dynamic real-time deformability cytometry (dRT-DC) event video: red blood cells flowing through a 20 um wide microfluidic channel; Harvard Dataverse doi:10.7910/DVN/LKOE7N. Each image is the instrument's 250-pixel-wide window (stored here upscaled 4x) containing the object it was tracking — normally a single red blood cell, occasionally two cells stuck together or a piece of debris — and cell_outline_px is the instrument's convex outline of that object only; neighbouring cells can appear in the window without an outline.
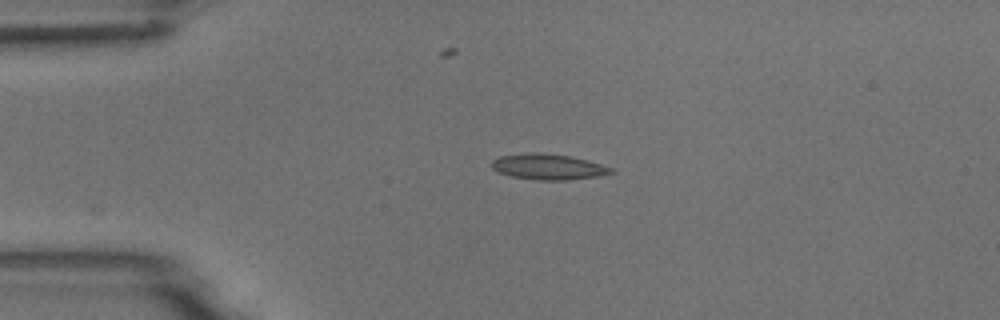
{"species": "common noctule bat (a hibernating species)", "species_latin": "Nyctalus noctula", "temperature_condition": "room temperature", "stored_images_in_passage": 43, "camera_frame_rate_fps": 3000, "um_per_image_px": 0.085, "animal": {"sex": "male", "body_mass_g": 18.8}, "frame": {"image": 1, "passage_image": 1, "time_ms": 0.0, "image_size_px": [1000, 320], "cell_outline_px": [[616, 172], [596, 176], [568, 180], [536, 180], [512, 176], [500, 172], [492, 168], [492, 160], [500, 156], [528, 152], [540, 152], [568, 156], [588, 160], [612, 168]], "centroid_in_image_um": [46.59, 14.17], "position_along_channel_um": 38.4, "area_um2": 17.74}}
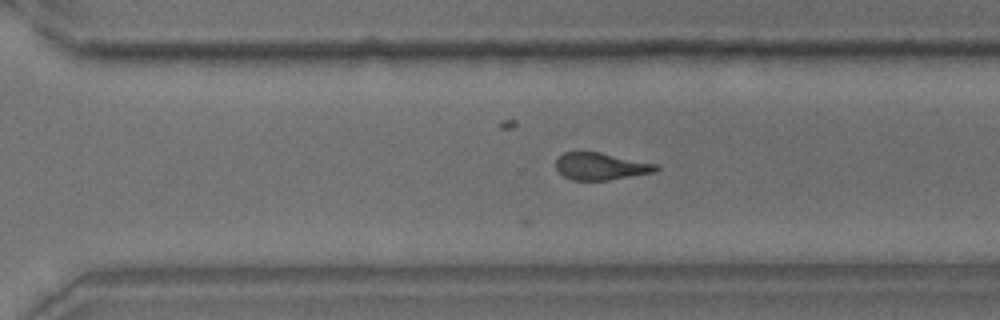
{"frame": {"image": 2, "passage_image": 26, "time_ms": 8.333, "image_size_px": [1000, 320], "cell_outline_px": [[660, 168], [656, 172], [608, 180], [572, 180], [564, 176], [556, 168], [556, 160], [564, 152], [600, 152], [656, 164]], "centroid_in_image_um": [51.08, 14.14], "position_along_channel_um": 319.5, "area_um2": 15.72}}
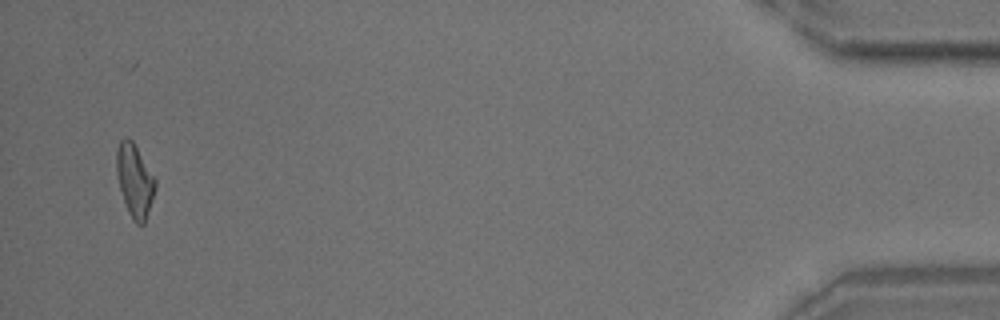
{"frame": {"image": 3, "passage_image": 41, "time_ms": 13.333, "image_size_px": [1000, 320], "cell_outline_px": [[156, 188], [144, 224], [136, 224], [132, 220], [128, 212], [120, 188], [116, 172], [116, 152], [120, 140], [124, 136], [128, 136], [132, 140], [156, 180]], "centroid_in_image_um": [11.44, 15.33], "position_along_channel_um": 423.8, "area_um2": 16.36}, "authors_computed_cell_mechanics": {"area_um2": 16.762, "velocity_mm_per_s": 3.733, "shape_relaxation_time_tau1_ms": 5.9109, "shape_relaxation_time_tau2_ms": 1.8206, "deformation_change_tau1": 0.2111, "deformation_change_tau2": 0.0865}}